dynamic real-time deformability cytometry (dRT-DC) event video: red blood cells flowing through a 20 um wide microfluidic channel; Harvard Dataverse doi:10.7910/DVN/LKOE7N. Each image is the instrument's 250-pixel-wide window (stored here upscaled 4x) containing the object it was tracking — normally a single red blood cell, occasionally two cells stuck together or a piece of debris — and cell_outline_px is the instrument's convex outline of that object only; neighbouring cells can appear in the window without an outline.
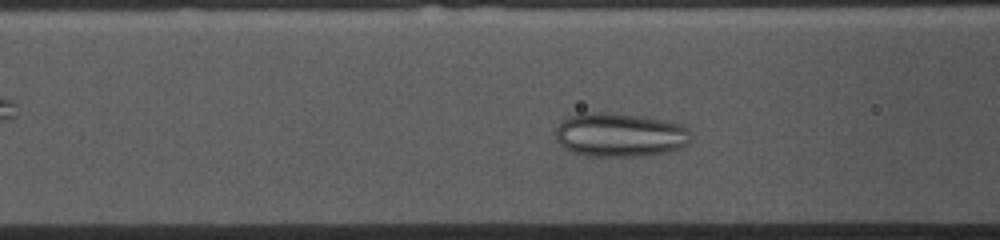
{"species": "common noctule bat (a hibernating species)", "species_latin": "Nyctalus noctula", "temperature_condition": "cold", "stored_images_in_passage": 42, "camera_frame_rate_fps": 3000, "um_per_image_px": 0.085, "animal": {"sex": "female", "body_mass_g": 10.0, "forearm_length_mm": 53.1}, "frame": {"image": 1, "passage_image": 12, "time_ms": 3.667, "image_size_px": [1000, 240], "cell_outline_px": [[692, 140], [688, 144], [680, 148], [668, 152], [644, 156], [588, 156], [572, 152], [564, 148], [556, 140], [556, 128], [568, 116], [592, 112], [604, 112], [640, 116], [680, 124], [688, 128], [692, 136]], "centroid_in_image_um": [52.71, 11.48], "position_along_channel_um": 113.9, "area_um2": 34.68}}
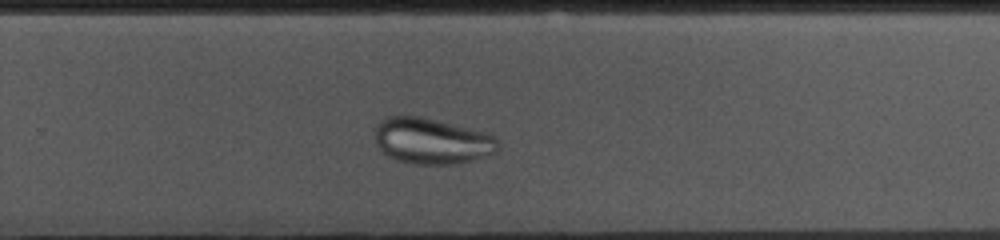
{"frame": {"image": 2, "passage_image": 27, "time_ms": 8.667, "image_size_px": [1000, 240], "cell_outline_px": [[500, 148], [496, 152], [472, 160], [456, 164], [416, 164], [400, 160], [388, 156], [376, 144], [376, 128], [388, 116], [420, 116], [484, 132], [496, 136], [500, 140]], "centroid_in_image_um": [36.76, 11.99], "position_along_channel_um": 293.0, "area_um2": 32.6}}
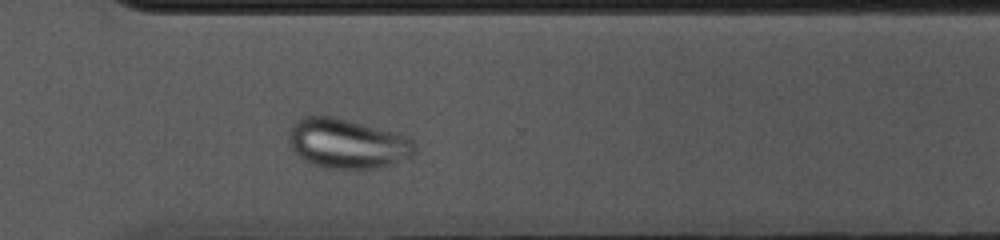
{"frame": {"image": 3, "passage_image": 31, "time_ms": 10.0, "image_size_px": [1000, 240], "cell_outline_px": [[416, 148], [412, 156], [376, 168], [328, 168], [312, 164], [300, 160], [288, 144], [288, 132], [292, 124], [300, 116], [336, 116], [396, 132], [408, 136], [416, 144]], "centroid_in_image_um": [29.46, 12.17], "position_along_channel_um": 341.1, "area_um2": 36.93}}